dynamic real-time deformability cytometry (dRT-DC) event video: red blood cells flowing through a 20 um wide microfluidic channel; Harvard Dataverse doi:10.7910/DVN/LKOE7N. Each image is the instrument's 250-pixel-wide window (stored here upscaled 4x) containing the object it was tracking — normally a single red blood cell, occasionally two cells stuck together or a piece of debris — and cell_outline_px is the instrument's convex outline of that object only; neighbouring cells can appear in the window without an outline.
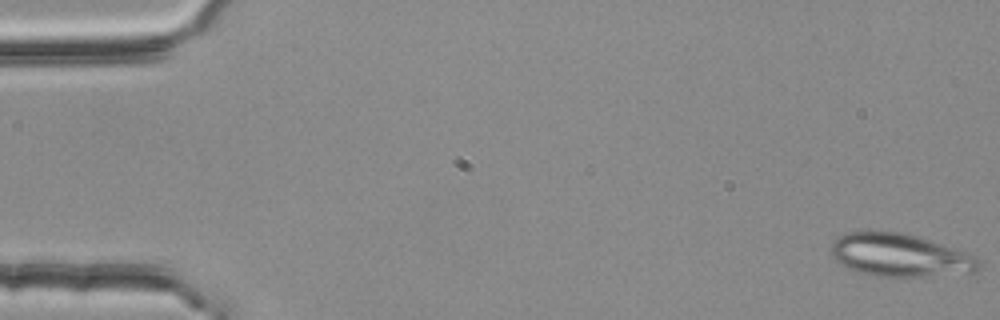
{"species": "common noctule bat (a hibernating species)", "species_latin": "Nyctalus noctula", "temperature_condition": "room temperature", "stored_images_in_passage": 53, "camera_frame_rate_fps": 3000, "um_per_image_px": 0.085, "animal": {"sex": "female", "body_mass_g": 25.1}, "frame": {"image": 1, "passage_image": 1, "time_ms": 0.0, "image_size_px": [1000, 320], "cell_outline_px": [[980, 268], [976, 272], [908, 280], [868, 276], [840, 264], [828, 252], [832, 240], [836, 236], [848, 232], [900, 232], [916, 236], [956, 248], [980, 260]], "centroid_in_image_um": [76.47, 21.76], "position_along_channel_um": 8.5, "area_um2": 38.26}}
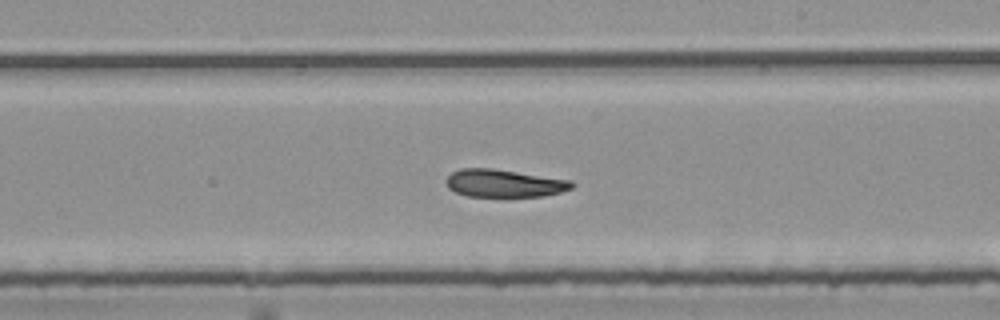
{"frame": {"image": 2, "passage_image": 32, "time_ms": 10.333, "image_size_px": [1000, 320], "cell_outline_px": [[576, 184], [572, 188], [560, 192], [544, 196], [468, 196], [456, 192], [448, 188], [444, 180], [452, 172], [460, 168], [492, 168], [572, 180]], "centroid_in_image_um": [42.85, 15.57], "position_along_channel_um": 246.2, "area_um2": 20.35}}
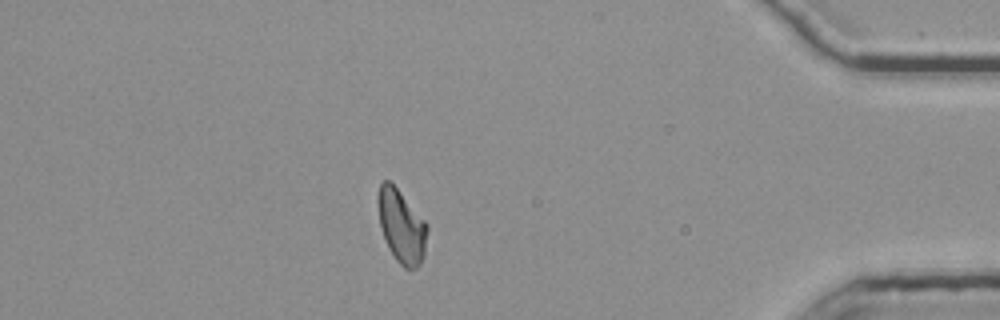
{"frame": {"image": 3, "passage_image": 48, "time_ms": 15.667, "image_size_px": [1000, 320], "cell_outline_px": [[428, 228], [424, 256], [420, 264], [416, 268], [404, 268], [396, 260], [388, 248], [380, 228], [376, 200], [380, 184], [384, 180], [388, 180], [396, 188], [428, 224]], "centroid_in_image_um": [34.11, 19.24], "position_along_channel_um": 401.1, "area_um2": 21.04}, "authors_computed_cell_mechanics": {"area_um2": 21.3282, "velocity_mm_per_s": 3.7368, "shape_relaxation_time_tau1_ms": null, "shape_relaxation_time_tau2_ms": 2.6639, "deformation_change_tau1": null, "deformation_change_tau2": 0.0955}}